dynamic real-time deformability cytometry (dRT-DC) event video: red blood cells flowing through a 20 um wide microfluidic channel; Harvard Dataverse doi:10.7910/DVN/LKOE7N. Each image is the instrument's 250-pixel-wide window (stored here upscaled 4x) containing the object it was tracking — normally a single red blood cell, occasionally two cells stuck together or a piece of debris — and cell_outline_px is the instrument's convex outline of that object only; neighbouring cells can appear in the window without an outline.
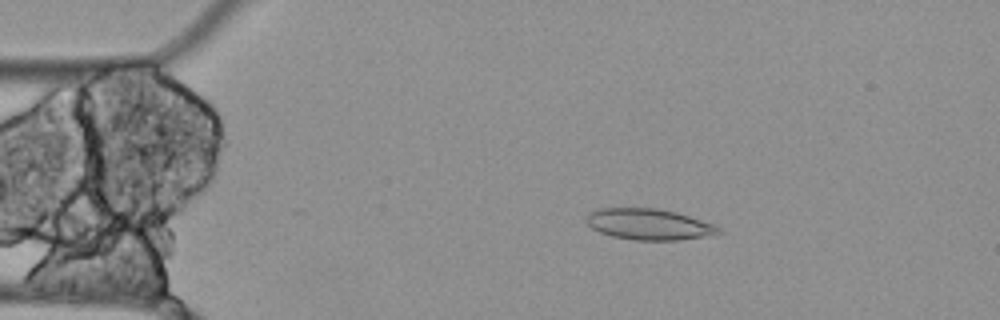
{"species": "Egyptian fruit bat (a non-hibernating species)", "species_latin": "Rousettus aegyptiacus", "temperature_condition": "cold", "stored_images_in_passage": 4, "camera_frame_rate_fps": 3000, "um_per_image_px": 0.085, "animal": {"sex": "female"}, "frame": {"image": 1, "passage_image": 3, "time_ms": 0.667, "image_size_px": [1000, 320], "cell_outline_px": [[724, 232], [704, 236], [680, 240], [636, 240], [612, 236], [600, 232], [592, 228], [588, 224], [588, 212], [600, 208], [656, 208], [676, 212], [712, 224], [720, 228]], "centroid_in_image_um": [55.15, 19.06], "position_along_channel_um": 29.9, "area_um2": 23.64}}